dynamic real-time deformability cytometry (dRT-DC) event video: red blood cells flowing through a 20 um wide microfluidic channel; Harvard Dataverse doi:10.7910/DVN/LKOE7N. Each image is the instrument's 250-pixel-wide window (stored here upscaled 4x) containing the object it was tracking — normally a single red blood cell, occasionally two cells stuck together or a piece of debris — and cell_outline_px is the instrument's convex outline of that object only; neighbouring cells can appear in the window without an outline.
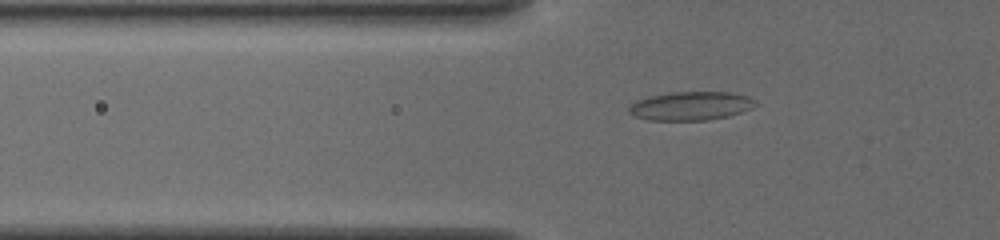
{"species": "common noctule bat (a hibernating species)", "species_latin": "Nyctalus noctula", "temperature_condition": "cold", "stored_images_in_passage": 43, "camera_frame_rate_fps": 3000, "um_per_image_px": 0.085, "animal": {"sex": "female", "body_mass_g": 19.5, "forearm_length_mm": 54.1}, "frame": {"image": 1, "passage_image": 11, "time_ms": 3.333, "image_size_px": [1000, 240], "cell_outline_px": [[756, 104], [752, 108], [728, 116], [708, 120], [648, 120], [632, 116], [628, 112], [628, 108], [636, 100], [648, 96], [672, 92], [728, 92], [748, 96], [756, 100]], "centroid_in_image_um": [58.68, 9.0], "position_along_channel_um": 67.1, "area_um2": 21.21}}
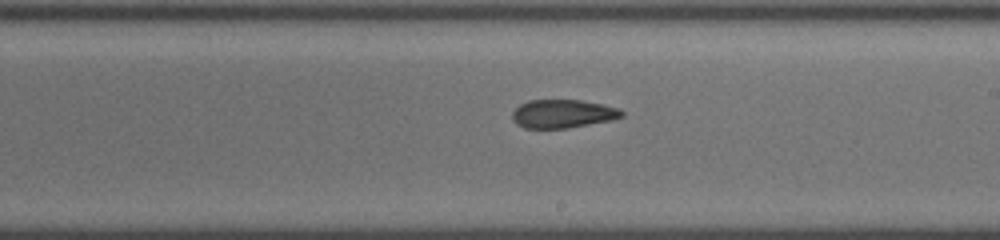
{"frame": {"image": 2, "passage_image": 25, "time_ms": 8.0, "image_size_px": [1000, 240], "cell_outline_px": [[624, 116], [612, 120], [568, 128], [524, 128], [516, 124], [512, 120], [512, 112], [520, 104], [528, 100], [580, 100], [620, 108], [624, 112]], "centroid_in_image_um": [47.83, 9.67], "position_along_channel_um": 241.2, "area_um2": 18.21}}
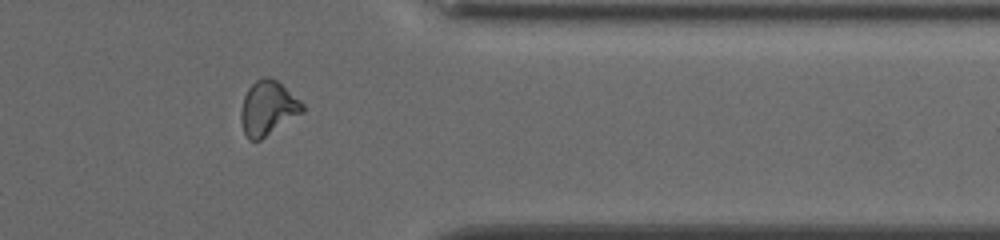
{"frame": {"image": 3, "passage_image": 37, "time_ms": 12.0, "image_size_px": [1000, 240], "cell_outline_px": [[304, 112], [260, 140], [248, 140], [244, 132], [240, 120], [240, 112], [244, 96], [248, 88], [256, 80], [264, 76], [268, 76], [276, 80], [300, 100], [304, 104]], "centroid_in_image_um": [22.76, 9.19], "position_along_channel_um": 388.6, "area_um2": 19.48}}